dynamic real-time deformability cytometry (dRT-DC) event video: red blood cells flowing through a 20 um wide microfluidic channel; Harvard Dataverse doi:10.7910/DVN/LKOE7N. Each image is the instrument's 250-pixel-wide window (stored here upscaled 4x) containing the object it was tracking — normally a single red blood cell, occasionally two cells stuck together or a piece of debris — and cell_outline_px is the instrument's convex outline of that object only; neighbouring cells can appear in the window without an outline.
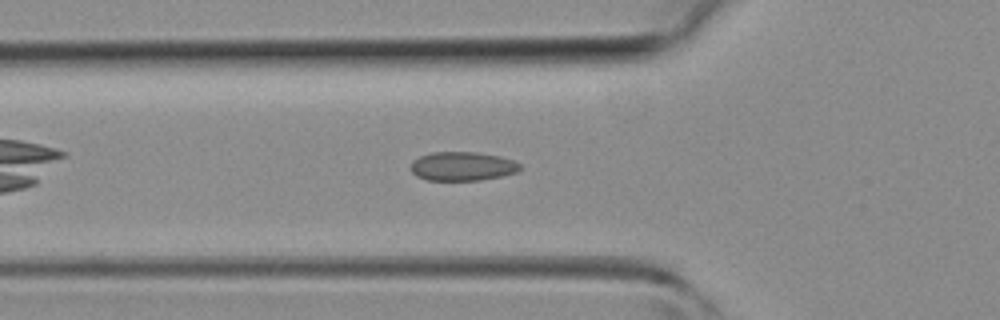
{"species": "common noctule bat (a hibernating species)", "species_latin": "Nyctalus noctula", "temperature_condition": "room temperature", "stored_images_in_passage": 30, "camera_frame_rate_fps": 3000, "um_per_image_px": 0.085, "animal": {"sex": "female", "body_mass_g": 19.3, "forearm_length_mm": 54.1}, "frame": {"image": 1, "passage_image": 5, "time_ms": 1.333, "image_size_px": [1000, 320], "cell_outline_px": [[524, 168], [516, 172], [500, 176], [480, 180], [428, 180], [416, 176], [412, 172], [412, 160], [420, 156], [432, 152], [476, 152], [500, 156], [516, 160]], "centroid_in_image_um": [39.34, 14.12], "position_along_channel_um": 86.5, "area_um2": 18.5}}
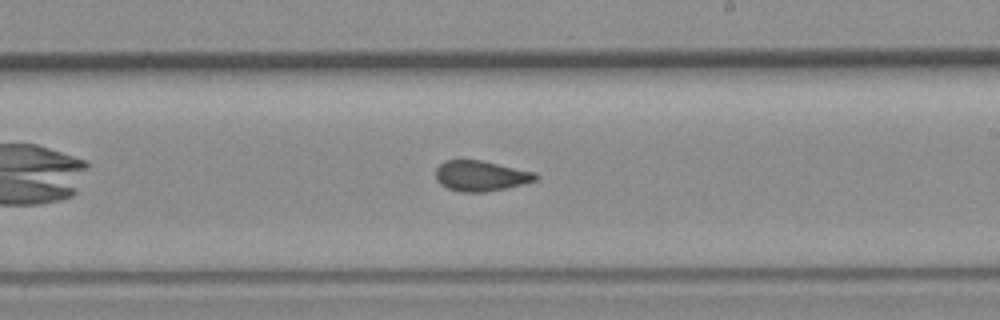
{"frame": {"image": 2, "passage_image": 15, "time_ms": 4.667, "image_size_px": [1000, 320], "cell_outline_px": [[540, 176], [536, 180], [524, 184], [484, 192], [460, 192], [448, 188], [440, 184], [436, 180], [436, 168], [444, 160], [480, 160], [536, 172]], "centroid_in_image_um": [40.87, 14.95], "position_along_channel_um": 248.1, "area_um2": 17.74}}
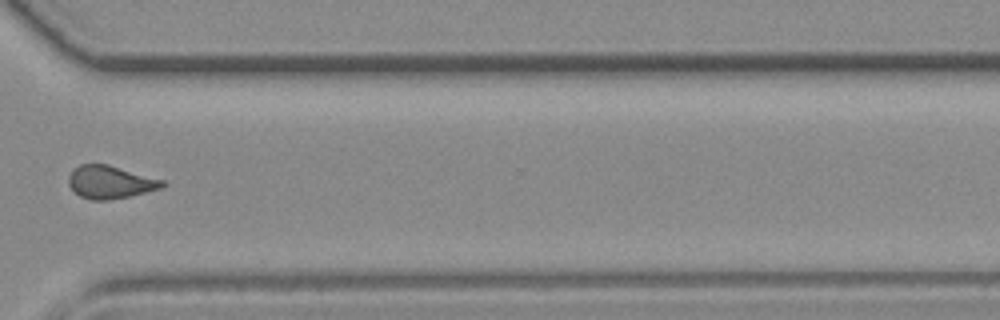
{"frame": {"image": 3, "passage_image": 22, "time_ms": 7.0, "image_size_px": [1000, 320], "cell_outline_px": [[164, 184], [160, 188], [132, 196], [108, 200], [92, 200], [80, 196], [68, 184], [68, 176], [72, 168], [80, 164], [108, 164], [164, 180]], "centroid_in_image_um": [9.34, 15.47], "position_along_channel_um": 361.3, "area_um2": 17.98}}